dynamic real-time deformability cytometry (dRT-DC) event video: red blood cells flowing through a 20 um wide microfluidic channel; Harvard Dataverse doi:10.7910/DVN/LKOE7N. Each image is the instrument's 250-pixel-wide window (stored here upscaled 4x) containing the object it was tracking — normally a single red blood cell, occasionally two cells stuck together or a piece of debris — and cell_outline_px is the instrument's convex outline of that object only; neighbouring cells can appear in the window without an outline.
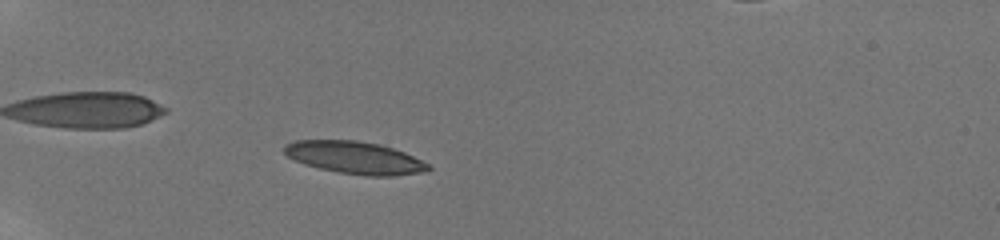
{"species": "human", "species_latin": "Homo sapiens", "temperature_condition": "room temperature", "stored_images_in_passage": 49, "camera_frame_rate_fps": 3000, "um_per_image_px": 0.085, "donor": {"sex": "male"}, "frame": {"image": 1, "passage_image": 12, "time_ms": 3.667, "image_size_px": [1000, 240], "cell_outline_px": [[432, 168], [428, 172], [392, 176], [368, 176], [340, 172], [320, 168], [304, 164], [288, 156], [284, 152], [284, 144], [292, 140], [356, 140], [380, 144], [404, 152], [428, 164]], "centroid_in_image_um": [30.17, 13.4], "position_along_channel_um": 54.8, "area_um2": 27.17}}
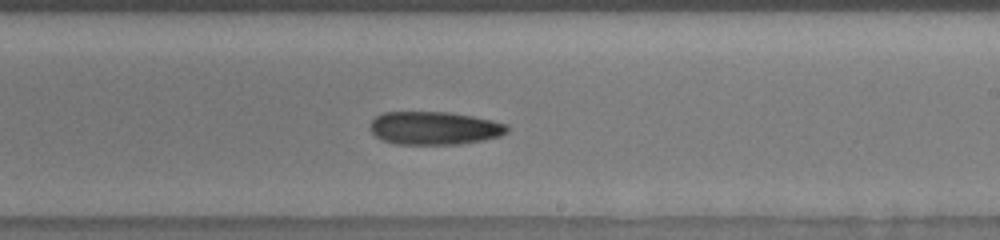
{"frame": {"image": 2, "passage_image": 30, "time_ms": 9.667, "image_size_px": [1000, 240], "cell_outline_px": [[508, 132], [500, 136], [484, 140], [460, 144], [396, 144], [380, 140], [368, 128], [372, 120], [376, 116], [384, 112], [448, 112], [472, 116], [492, 120], [508, 124]], "centroid_in_image_um": [36.91, 10.89], "position_along_channel_um": 252.1, "area_um2": 26.65}}
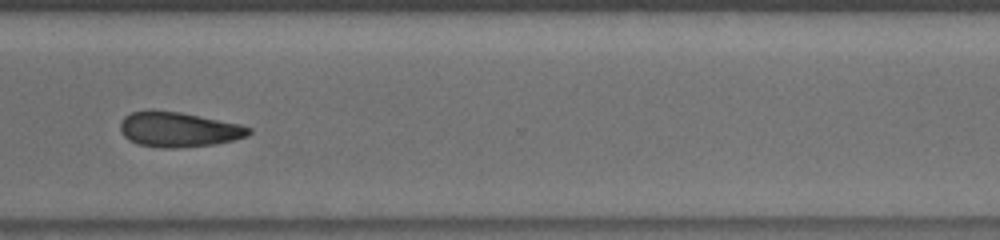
{"frame": {"image": 3, "passage_image": 38, "time_ms": 12.333, "image_size_px": [1000, 240], "cell_outline_px": [[252, 132], [248, 136], [236, 140], [212, 144], [176, 148], [160, 148], [136, 144], [128, 140], [124, 136], [120, 128], [120, 120], [124, 116], [132, 112], [148, 108], [152, 108], [180, 112], [240, 124], [252, 128]], "centroid_in_image_um": [15.14, 10.99], "position_along_channel_um": 355.5, "area_um2": 26.7}, "authors_computed_cell_mechanics": {"area_um2": 26.1256, "velocity_mm_per_s": 3.8647, "shape_relaxation_time_tau1_ms": 7.5253, "shape_relaxation_time_tau2_ms": 6.8949, "deformation_change_tau1": 0.1498, "deformation_change_tau2": 0.1395}}